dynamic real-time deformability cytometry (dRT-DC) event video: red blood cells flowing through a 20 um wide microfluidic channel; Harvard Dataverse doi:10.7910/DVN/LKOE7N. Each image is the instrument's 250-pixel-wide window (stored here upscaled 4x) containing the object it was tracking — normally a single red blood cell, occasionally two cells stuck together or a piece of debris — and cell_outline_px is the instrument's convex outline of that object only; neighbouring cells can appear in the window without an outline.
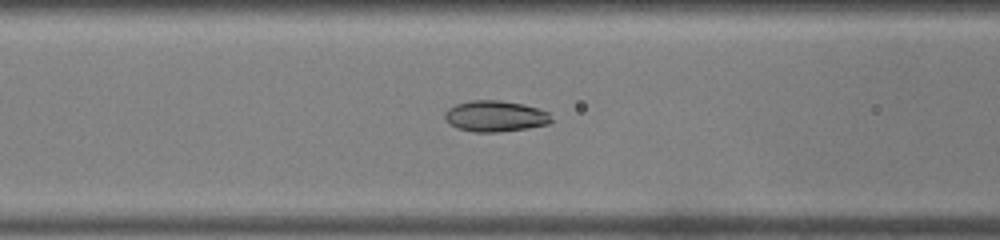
{"species": "common noctule bat (a hibernating species)", "species_latin": "Nyctalus noctula", "temperature_condition": "warm", "stored_images_in_passage": 37, "camera_frame_rate_fps": 3000, "um_per_image_px": 0.085, "animal": {"sex": "male", "body_mass_g": 19.0, "forearm_length_mm": 50.8}, "frame": {"image": 1, "passage_image": 9, "time_ms": 2.667, "image_size_px": [1000, 240], "cell_outline_px": [[552, 120], [548, 124], [528, 128], [496, 132], [476, 132], [456, 128], [448, 124], [444, 120], [444, 112], [448, 108], [456, 104], [472, 100], [500, 100], [524, 104], [548, 112]], "centroid_in_image_um": [42.05, 9.87], "position_along_channel_um": 124.6, "area_um2": 19.36}}
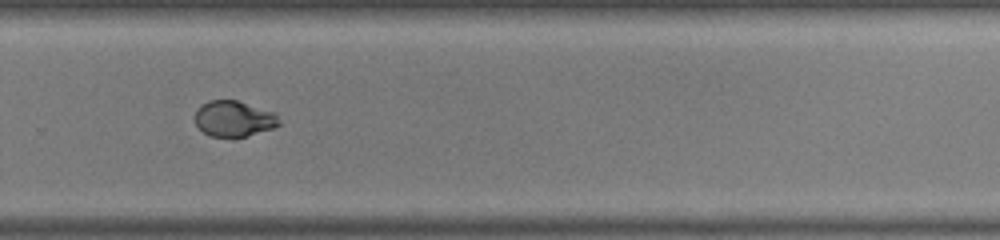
{"frame": {"image": 2, "passage_image": 22, "time_ms": 7.0, "image_size_px": [1000, 240], "cell_outline_px": [[280, 124], [272, 128], [244, 136], [212, 136], [204, 132], [196, 124], [196, 108], [200, 104], [208, 100], [236, 100], [276, 112]], "centroid_in_image_um": [19.87, 10.06], "position_along_channel_um": 309.9, "area_um2": 17.34}}
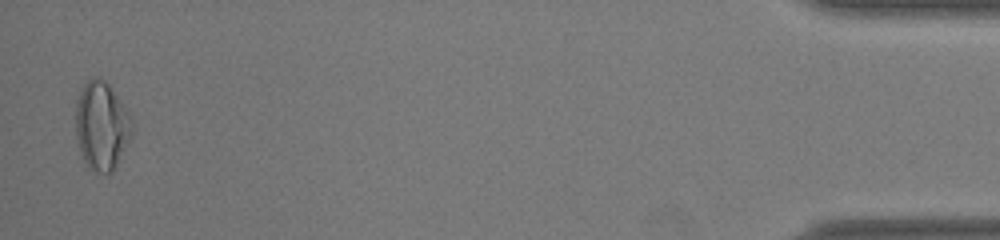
{"frame": {"image": 3, "passage_image": 36, "time_ms": 11.667, "image_size_px": [1000, 240], "cell_outline_px": [[132, 132], [112, 172], [92, 172], [88, 168], [80, 152], [76, 136], [76, 100], [84, 84], [92, 76], [100, 76], [108, 84], [128, 112], [132, 124]], "centroid_in_image_um": [8.6, 10.67], "position_along_channel_um": 426.6, "area_um2": 28.61}}